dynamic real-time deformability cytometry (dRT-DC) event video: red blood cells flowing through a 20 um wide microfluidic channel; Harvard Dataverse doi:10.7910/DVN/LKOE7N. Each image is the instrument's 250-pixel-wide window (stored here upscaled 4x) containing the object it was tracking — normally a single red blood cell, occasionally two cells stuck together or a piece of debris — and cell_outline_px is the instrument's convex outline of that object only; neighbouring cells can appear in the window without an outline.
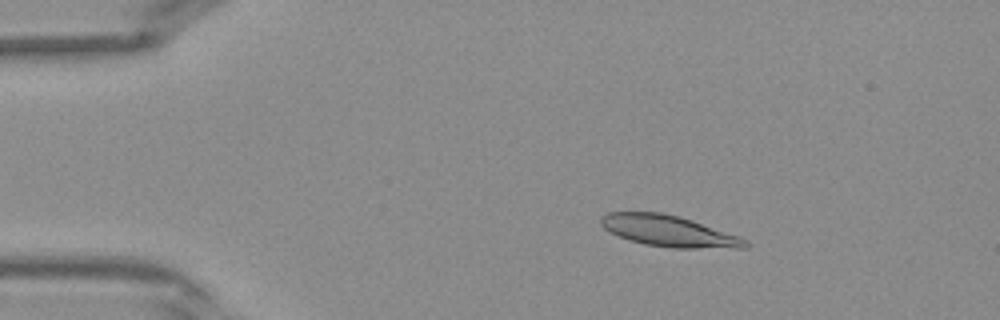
{"species": "Egyptian fruit bat (a non-hibernating species)", "species_latin": "Rousettus aegyptiacus", "temperature_condition": "warm", "stored_images_in_passage": 40, "camera_frame_rate_fps": 3000, "um_per_image_px": 0.085, "frame": {"image": 1, "passage_image": 6, "time_ms": 1.667, "image_size_px": [1000, 320], "cell_outline_px": [[752, 244], [748, 248], [672, 248], [644, 244], [620, 236], [604, 228], [600, 224], [600, 216], [608, 212], [660, 212], [680, 216], [740, 236], [748, 240]], "centroid_in_image_um": [56.91, 19.64], "position_along_channel_um": 28.1, "area_um2": 26.36}}
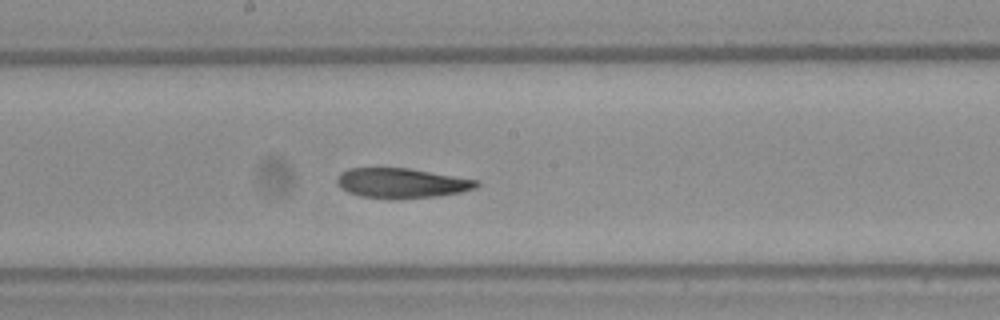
{"frame": {"image": 2, "passage_image": 21, "time_ms": 6.667, "image_size_px": [1000, 320], "cell_outline_px": [[480, 184], [476, 188], [460, 192], [440, 196], [396, 200], [392, 200], [360, 196], [348, 192], [340, 188], [336, 184], [336, 176], [340, 172], [348, 168], [408, 168], [480, 180]], "centroid_in_image_um": [34.11, 15.58], "position_along_channel_um": 214.1, "area_um2": 24.85}}
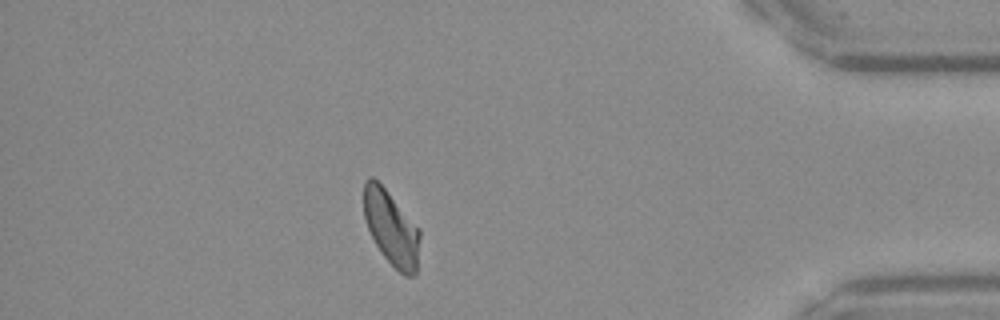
{"frame": {"image": 3, "passage_image": 35, "time_ms": 11.333, "image_size_px": [1000, 320], "cell_outline_px": [[420, 236], [416, 272], [412, 276], [404, 276], [380, 252], [368, 228], [364, 216], [364, 180], [368, 176], [372, 176], [384, 188], [420, 228]], "centroid_in_image_um": [33.26, 19.37], "position_along_channel_um": 401.9, "area_um2": 24.1}}